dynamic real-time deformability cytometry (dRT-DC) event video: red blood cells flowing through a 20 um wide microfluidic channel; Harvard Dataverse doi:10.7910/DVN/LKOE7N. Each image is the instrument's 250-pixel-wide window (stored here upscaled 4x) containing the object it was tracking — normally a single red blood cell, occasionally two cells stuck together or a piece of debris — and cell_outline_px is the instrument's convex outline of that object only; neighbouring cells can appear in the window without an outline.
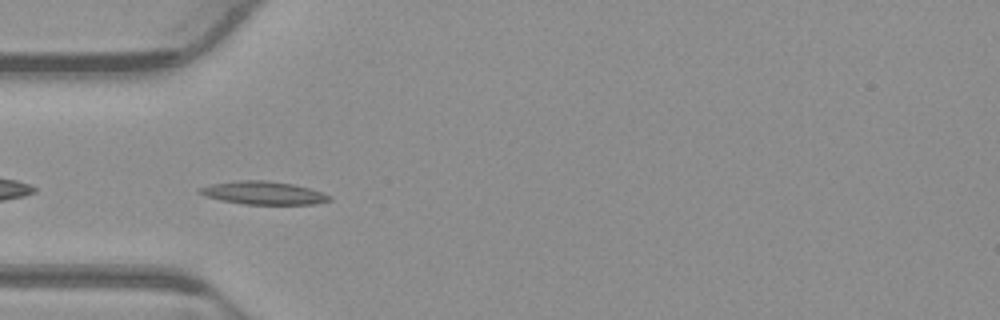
{"species": "common noctule bat (a hibernating species)", "species_latin": "Nyctalus noctula", "temperature_condition": "warm", "stored_images_in_passage": 39, "camera_frame_rate_fps": 3000, "um_per_image_px": 0.085, "animal": {"sex": "male", "body_mass_g": 23.1, "forearm_length_mm": 52.7}, "frame": {"image": 1, "passage_image": 2, "time_ms": 0.333, "image_size_px": [1000, 320], "cell_outline_px": [[332, 200], [316, 204], [244, 204], [220, 200], [204, 196], [196, 192], [196, 188], [212, 184], [240, 180], [264, 180], [292, 184], [308, 188], [332, 196]], "centroid_in_image_um": [22.34, 16.4], "position_along_channel_um": 62.7, "area_um2": 17.46}}
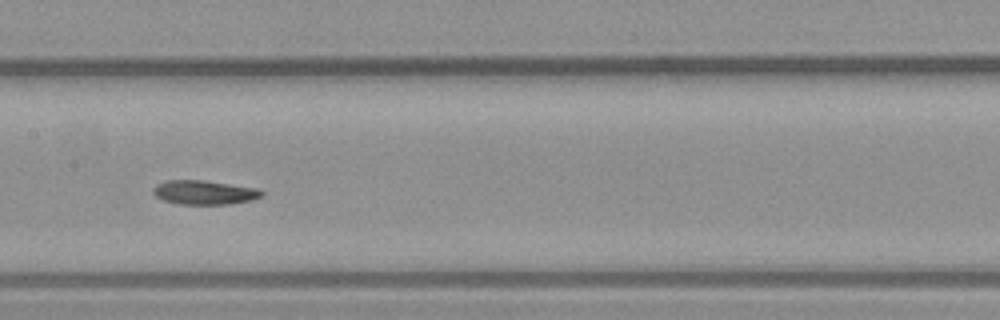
{"frame": {"image": 2, "passage_image": 12, "time_ms": 3.667, "image_size_px": [1000, 320], "cell_outline_px": [[264, 192], [260, 196], [252, 200], [228, 204], [180, 204], [164, 200], [156, 196], [152, 192], [152, 188], [156, 184], [168, 180], [204, 180], [260, 188]], "centroid_in_image_um": [17.37, 16.34], "position_along_channel_um": 190.0, "area_um2": 15.32}}
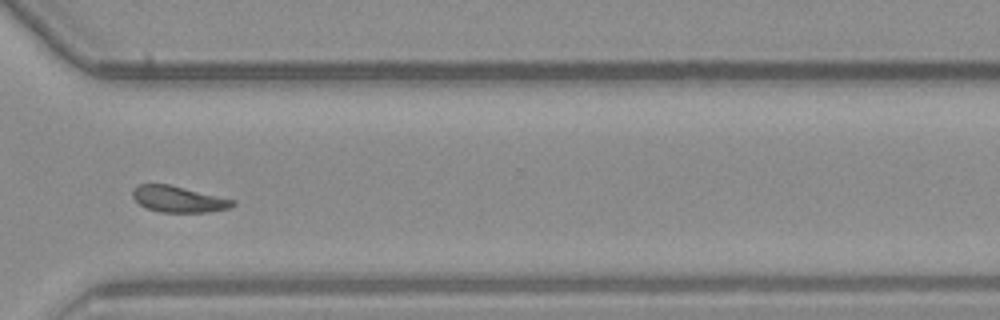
{"frame": {"image": 3, "passage_image": 25, "time_ms": 8.0, "image_size_px": [1000, 320], "cell_outline_px": [[236, 204], [228, 208], [208, 212], [160, 212], [148, 208], [140, 204], [132, 196], [132, 188], [140, 184], [168, 184], [236, 200]], "centroid_in_image_um": [15.17, 16.92], "position_along_channel_um": 355.4, "area_um2": 15.14}, "authors_computed_cell_mechanics": {"area_um2": 15.6638, "velocity_mm_per_s": 3.8234, "shape_relaxation_time_tau1_ms": 10.5581, "shape_relaxation_time_tau2_ms": 3.8033, "deformation_change_tau1": 0.275, "deformation_change_tau2": 0.1015}}